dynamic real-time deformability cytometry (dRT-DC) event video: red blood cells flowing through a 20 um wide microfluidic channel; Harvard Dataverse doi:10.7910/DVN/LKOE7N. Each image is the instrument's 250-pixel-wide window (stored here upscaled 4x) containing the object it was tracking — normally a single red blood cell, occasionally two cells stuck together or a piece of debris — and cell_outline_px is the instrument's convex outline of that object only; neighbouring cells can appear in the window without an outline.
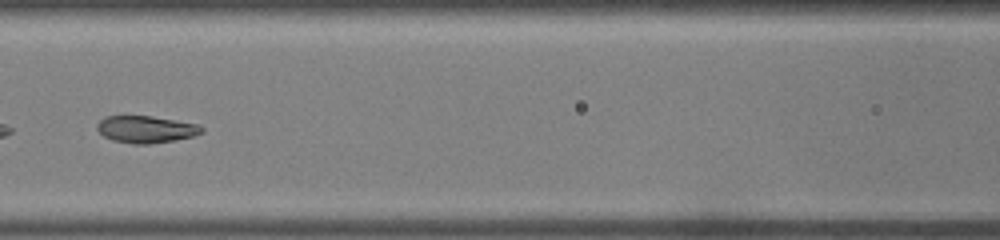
{"species": "common noctule bat (a hibernating species)", "species_latin": "Nyctalus noctula", "temperature_condition": "warm", "stored_images_in_passage": 28, "camera_frame_rate_fps": 3000, "um_per_image_px": 0.085, "animal": {"sex": "male", "body_mass_g": 19.0, "forearm_length_mm": 50.8}, "frame": {"image": 1, "passage_image": 9, "time_ms": 2.667, "image_size_px": [1000, 240], "cell_outline_px": [[204, 132], [192, 136], [172, 140], [148, 144], [132, 144], [112, 140], [104, 136], [96, 128], [96, 124], [104, 116], [152, 116], [196, 124], [204, 128]], "centroid_in_image_um": [12.37, 10.99], "position_along_channel_um": 154.2, "area_um2": 16.36}}
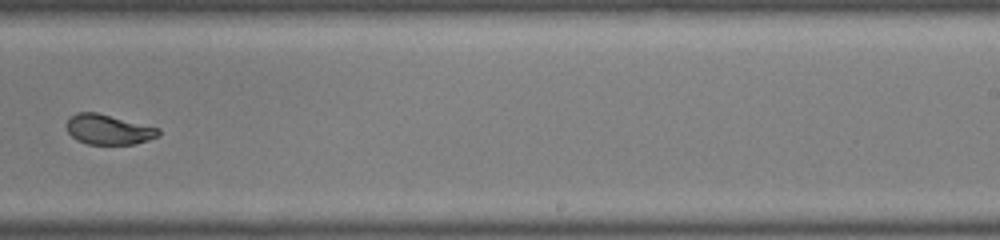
{"frame": {"image": 2, "passage_image": 16, "time_ms": 5.0, "image_size_px": [1000, 240], "cell_outline_px": [[160, 132], [156, 136], [148, 140], [136, 144], [88, 144], [76, 140], [68, 132], [68, 120], [76, 112], [96, 112], [160, 128]], "centroid_in_image_um": [9.23, 11.01], "position_along_channel_um": 279.8, "area_um2": 15.9}}
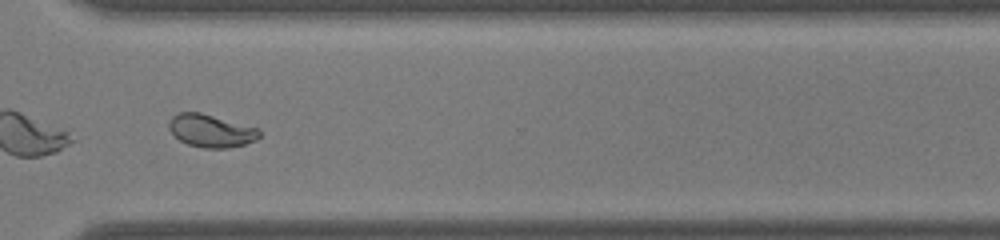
{"frame": {"image": 3, "passage_image": 20, "time_ms": 6.333, "image_size_px": [1000, 240], "cell_outline_px": [[260, 136], [256, 140], [244, 144], [228, 148], [204, 148], [188, 144], [180, 140], [168, 128], [168, 120], [172, 116], [180, 112], [200, 112], [260, 128]], "centroid_in_image_um": [17.94, 11.11], "position_along_channel_um": 352.7, "area_um2": 17.34}}